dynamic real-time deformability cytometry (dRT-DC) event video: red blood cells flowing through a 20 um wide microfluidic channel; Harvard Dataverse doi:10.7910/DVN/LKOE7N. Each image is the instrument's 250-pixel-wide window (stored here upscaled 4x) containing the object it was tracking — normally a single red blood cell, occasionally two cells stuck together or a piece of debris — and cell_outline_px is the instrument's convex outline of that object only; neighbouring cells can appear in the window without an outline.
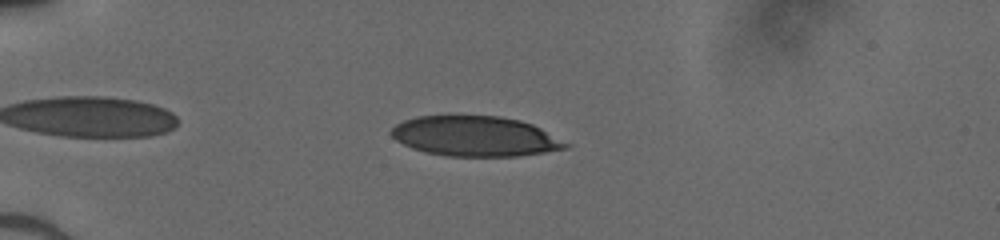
{"species": "human", "species_latin": "Homo sapiens", "temperature_condition": "cold", "stored_images_in_passage": 43, "camera_frame_rate_fps": 3000, "um_per_image_px": 0.085, "donor": {"sex": "male"}, "frame": {"image": 1, "passage_image": 7, "time_ms": 2.0, "image_size_px": [1000, 240], "cell_outline_px": [[572, 144], [568, 148], [544, 152], [516, 156], [448, 156], [424, 152], [412, 148], [396, 140], [392, 136], [392, 128], [396, 124], [404, 120], [416, 116], [500, 116], [520, 120], [532, 124]], "centroid_in_image_um": [40.41, 11.58], "position_along_channel_um": 44.6, "area_um2": 40.69}}
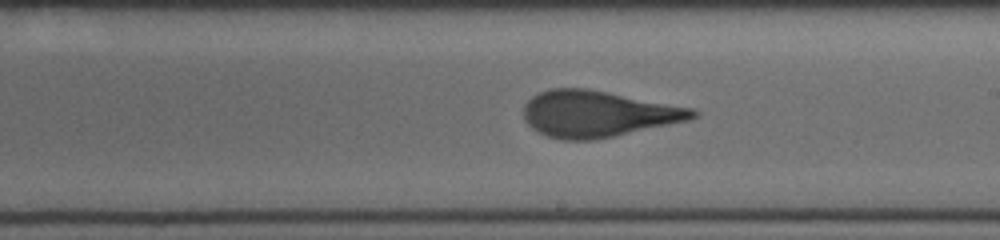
{"frame": {"image": 2, "passage_image": 24, "time_ms": 7.667, "image_size_px": [1000, 240], "cell_outline_px": [[700, 112], [696, 116], [688, 120], [612, 136], [592, 140], [564, 140], [548, 136], [532, 128], [524, 120], [524, 104], [532, 96], [540, 92], [552, 88], [588, 88], [692, 108]], "centroid_in_image_um": [50.77, 9.66], "position_along_channel_um": 238.2, "area_um2": 45.14}}
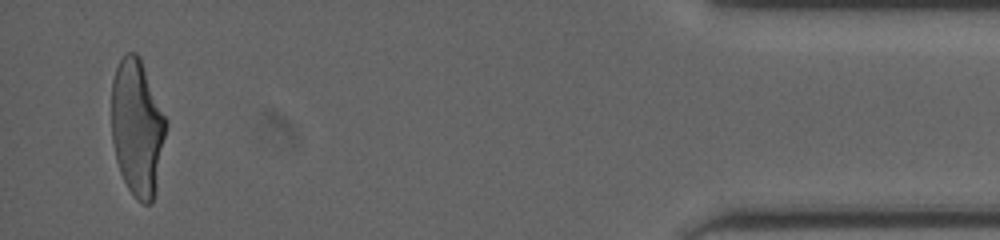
{"frame": {"image": 3, "passage_image": 42, "time_ms": 13.667, "image_size_px": [1000, 240], "cell_outline_px": [[168, 124], [156, 188], [152, 204], [144, 204], [136, 200], [128, 188], [120, 172], [116, 160], [112, 140], [112, 80], [116, 68], [124, 52], [136, 52], [140, 56], [168, 120]], "centroid_in_image_um": [11.68, 10.83], "position_along_channel_um": 423.5, "area_um2": 43.93}}